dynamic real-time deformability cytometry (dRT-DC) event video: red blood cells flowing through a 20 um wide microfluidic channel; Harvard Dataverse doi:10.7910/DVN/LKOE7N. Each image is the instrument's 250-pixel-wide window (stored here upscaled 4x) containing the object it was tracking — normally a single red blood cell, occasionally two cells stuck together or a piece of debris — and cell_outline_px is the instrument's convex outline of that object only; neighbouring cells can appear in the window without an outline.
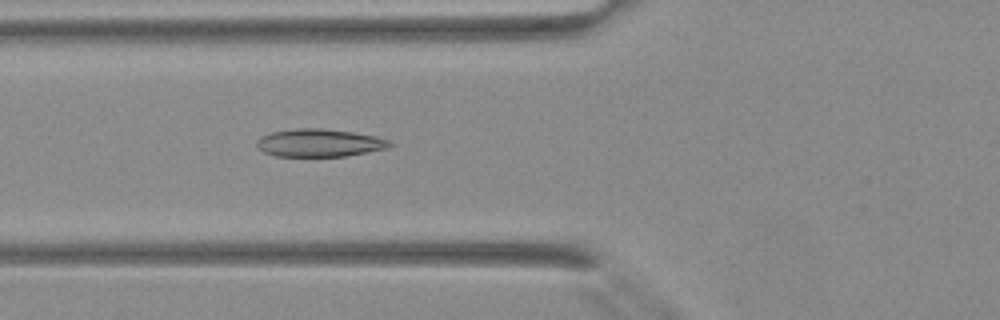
{"species": "Egyptian fruit bat (a non-hibernating species)", "species_latin": "Rousettus aegyptiacus", "temperature_condition": "warm", "stored_images_in_passage": 42, "camera_frame_rate_fps": 3000, "um_per_image_px": 0.085, "animal": {"sex": "female"}, "frame": {"image": 1, "passage_image": 17, "time_ms": 5.333, "image_size_px": [1000, 320], "cell_outline_px": [[392, 144], [388, 148], [348, 156], [276, 156], [264, 152], [256, 144], [256, 140], [260, 136], [272, 132], [292, 128], [324, 128], [352, 132], [376, 136], [388, 140]], "centroid_in_image_um": [27.13, 12.14], "position_along_channel_um": 98.7, "area_um2": 21.62}}
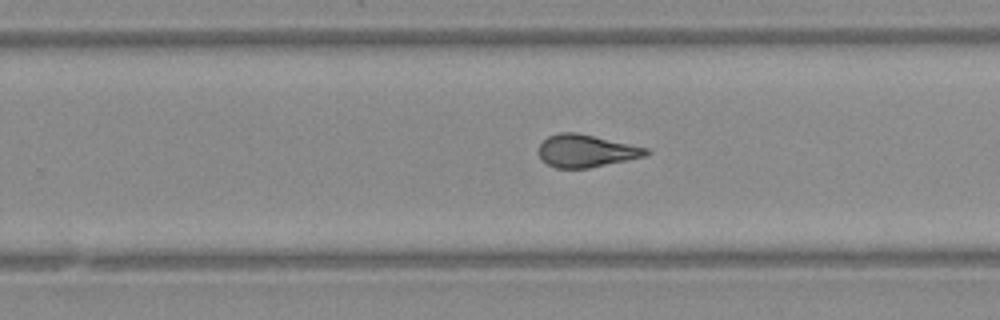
{"frame": {"image": 2, "passage_image": 28, "time_ms": 9.0, "image_size_px": [1000, 320], "cell_outline_px": [[652, 152], [644, 156], [628, 160], [588, 168], [556, 168], [540, 160], [536, 152], [540, 144], [548, 136], [560, 132], [576, 132], [648, 148]], "centroid_in_image_um": [49.77, 12.83], "position_along_channel_um": 280.0, "area_um2": 20.46}}
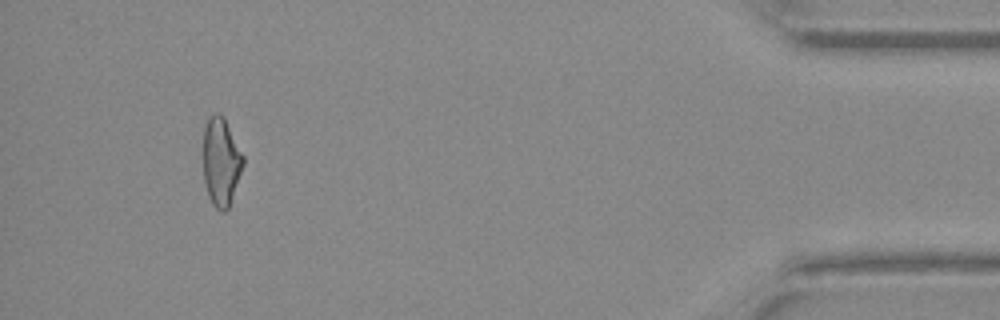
{"frame": {"image": 3, "passage_image": 40, "time_ms": 13.0, "image_size_px": [1000, 320], "cell_outline_px": [[244, 164], [228, 208], [224, 212], [220, 212], [212, 204], [208, 196], [204, 180], [204, 128], [208, 116], [216, 112], [220, 112], [224, 116], [244, 156]], "centroid_in_image_um": [18.79, 13.71], "position_along_channel_um": 416.4, "area_um2": 20.63}}